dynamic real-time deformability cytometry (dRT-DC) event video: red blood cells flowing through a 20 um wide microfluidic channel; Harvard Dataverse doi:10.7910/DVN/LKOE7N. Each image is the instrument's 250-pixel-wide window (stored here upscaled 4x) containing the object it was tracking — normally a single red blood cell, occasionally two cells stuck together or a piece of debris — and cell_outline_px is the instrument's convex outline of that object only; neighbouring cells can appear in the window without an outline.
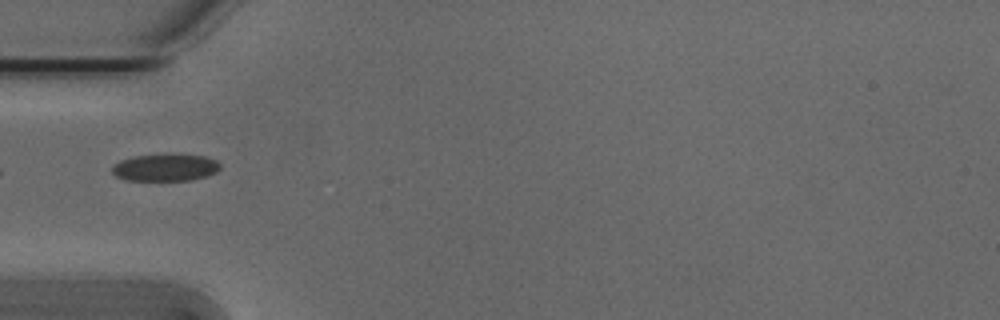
{"species": "Egyptian fruit bat (a non-hibernating species)", "species_latin": "Rousettus aegyptiacus", "temperature_condition": "cold", "stored_images_in_passage": 7, "camera_frame_rate_fps": 3000, "um_per_image_px": 0.085, "animal": {"sex": "male"}, "frame": {"image": 1, "passage_image": 1, "time_ms": 0.0, "image_size_px": [1000, 320], "cell_outline_px": [[220, 168], [216, 172], [208, 176], [192, 180], [128, 180], [116, 176], [112, 172], [112, 164], [120, 160], [136, 156], [168, 152], [172, 152], [204, 156], [216, 160], [220, 164]], "centroid_in_image_um": [14.07, 14.2], "position_along_channel_um": 70.9, "area_um2": 17.63}}